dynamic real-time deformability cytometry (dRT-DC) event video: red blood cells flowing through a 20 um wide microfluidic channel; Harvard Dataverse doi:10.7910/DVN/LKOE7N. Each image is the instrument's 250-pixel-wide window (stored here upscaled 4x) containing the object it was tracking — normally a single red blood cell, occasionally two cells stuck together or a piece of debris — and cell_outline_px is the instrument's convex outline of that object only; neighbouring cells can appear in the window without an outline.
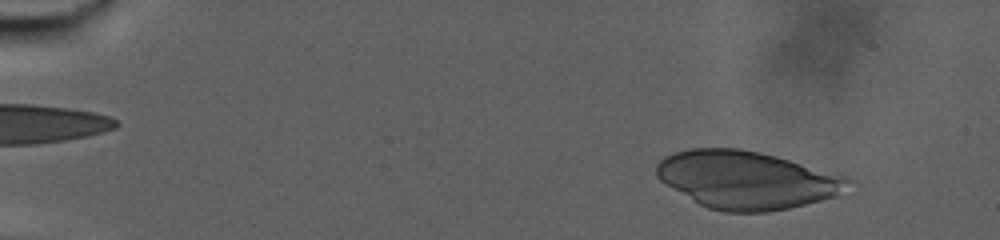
{"species": "human", "species_latin": "Homo sapiens", "temperature_condition": "warm", "stored_images_in_passage": 55, "camera_frame_rate_fps": 3000, "um_per_image_px": 0.085, "donor": {"sex": "male"}, "frame": {"image": 1, "passage_image": 7, "time_ms": 2.0, "image_size_px": [1000, 240], "cell_outline_px": [[856, 180], [836, 196], [788, 208], [768, 212], [724, 212], [708, 208], [700, 204], [660, 180], [656, 176], [656, 164], [664, 156], [672, 152], [692, 148], [740, 148], [760, 152], [776, 156], [844, 176]], "centroid_in_image_um": [63.45, 15.28], "position_along_channel_um": 21.6, "area_um2": 64.16}}